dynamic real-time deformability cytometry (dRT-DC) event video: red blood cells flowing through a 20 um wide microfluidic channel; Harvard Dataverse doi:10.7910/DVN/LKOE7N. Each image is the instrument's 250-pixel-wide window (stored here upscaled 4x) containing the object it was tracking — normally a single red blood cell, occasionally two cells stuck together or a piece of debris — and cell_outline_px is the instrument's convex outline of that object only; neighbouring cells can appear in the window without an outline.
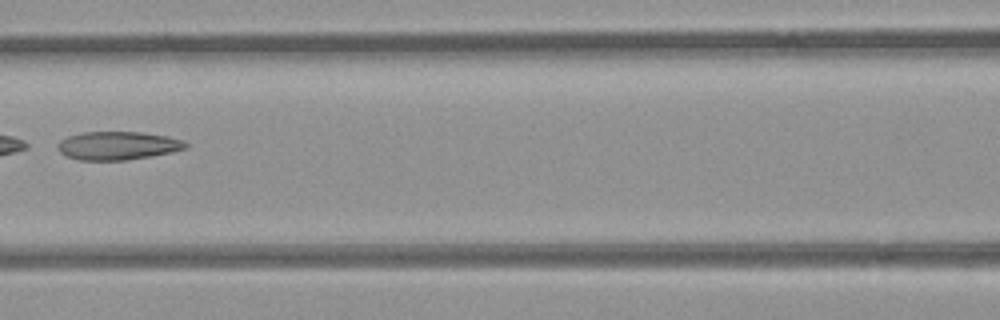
{"species": "common noctule bat (a hibernating species)", "species_latin": "Nyctalus noctula", "temperature_condition": "room temperature", "stored_images_in_passage": 3, "camera_frame_rate_fps": 3000, "um_per_image_px": 0.085, "animal": {"sex": "female", "body_mass_g": 21.9}, "frame": {"image": 1, "passage_image": 3, "time_ms": 2.333, "image_size_px": [1000, 320], "cell_outline_px": [[188, 148], [172, 152], [152, 156], [128, 160], [80, 160], [68, 156], [60, 152], [60, 140], [68, 136], [80, 132], [140, 132], [168, 136], [184, 140], [188, 144]], "centroid_in_image_um": [10.08, 12.37], "position_along_channel_um": 156.5, "area_um2": 21.1}}